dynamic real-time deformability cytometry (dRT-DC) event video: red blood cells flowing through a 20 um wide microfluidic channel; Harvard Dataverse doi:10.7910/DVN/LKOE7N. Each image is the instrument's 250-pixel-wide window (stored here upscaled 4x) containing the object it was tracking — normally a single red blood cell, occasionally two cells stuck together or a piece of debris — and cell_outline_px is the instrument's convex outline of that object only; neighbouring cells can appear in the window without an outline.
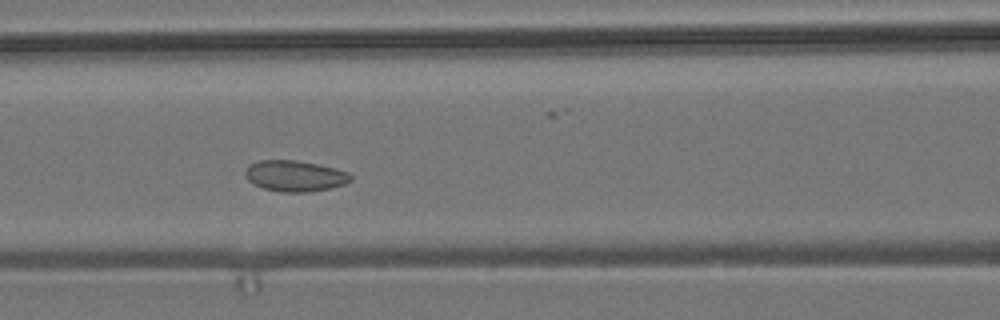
{"species": "common noctule bat (a hibernating species)", "species_latin": "Nyctalus noctula", "temperature_condition": "room temperature", "stored_images_in_passage": 7, "camera_frame_rate_fps": 3000, "um_per_image_px": 0.085, "animal": {"sex": "male", "body_mass_g": 19.2, "forearm_length_mm": 51.8}, "frame": {"image": 1, "passage_image": 6, "time_ms": 1.667, "image_size_px": [1000, 320], "cell_outline_px": [[352, 180], [344, 184], [332, 188], [308, 192], [280, 192], [264, 188], [252, 184], [244, 176], [244, 172], [248, 164], [256, 160], [296, 160], [336, 168], [348, 172], [352, 176]], "centroid_in_image_um": [25.04, 14.95], "position_along_channel_um": 141.6, "area_um2": 19.31}}
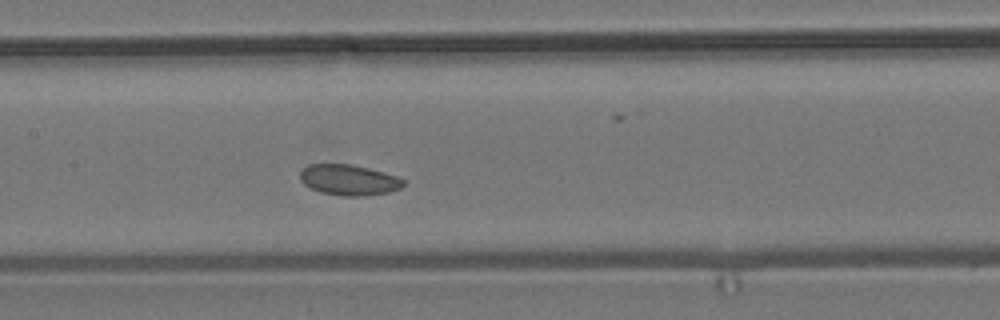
{"frame": {"image": 2, "passage_image": 7, "time_ms": 2.0, "image_size_px": [1000, 320], "cell_outline_px": [[404, 184], [400, 188], [388, 192], [364, 196], [340, 196], [320, 192], [304, 184], [300, 180], [300, 172], [308, 164], [352, 164], [384, 172], [396, 176], [404, 180]], "centroid_in_image_um": [29.64, 15.29], "position_along_channel_um": 177.8, "area_um2": 18.44}}